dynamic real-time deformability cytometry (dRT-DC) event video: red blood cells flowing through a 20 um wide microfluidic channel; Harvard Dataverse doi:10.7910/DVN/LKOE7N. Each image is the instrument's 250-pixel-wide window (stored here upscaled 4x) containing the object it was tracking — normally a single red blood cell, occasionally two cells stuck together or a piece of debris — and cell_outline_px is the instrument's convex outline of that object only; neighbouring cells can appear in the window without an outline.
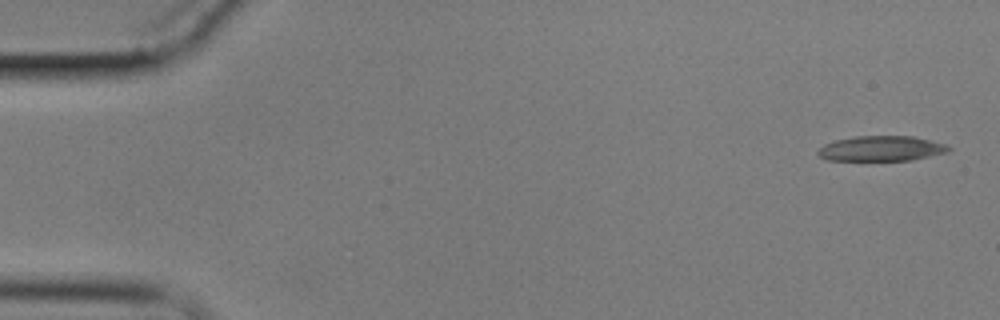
{"species": "common noctule bat (a hibernating species)", "species_latin": "Nyctalus noctula", "temperature_condition": "cold", "stored_images_in_passage": 6, "camera_frame_rate_fps": 3000, "um_per_image_px": 0.085, "animal": {"sex": "male", "body_mass_g": 17.9}, "frame": {"image": 1, "passage_image": 1, "time_ms": 0.0, "image_size_px": [1000, 320], "cell_outline_px": [[952, 148], [948, 152], [912, 160], [828, 160], [820, 156], [816, 152], [824, 144], [836, 140], [856, 136], [912, 136], [944, 144]], "centroid_in_image_um": [74.91, 12.62], "position_along_channel_um": 10.1, "area_um2": 18.96}}
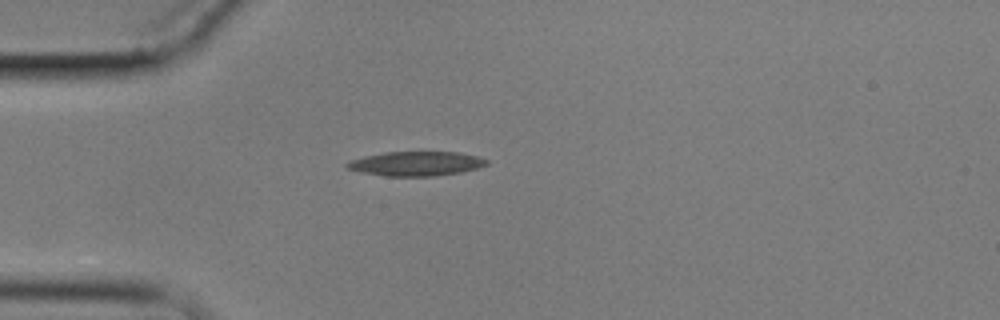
{"frame": {"image": 2, "passage_image": 5, "time_ms": 4.667, "image_size_px": [1000, 320], "cell_outline_px": [[488, 164], [476, 168], [460, 172], [436, 176], [384, 176], [360, 172], [344, 168], [344, 164], [348, 160], [364, 156], [384, 152], [460, 152], [480, 156], [488, 160]], "centroid_in_image_um": [35.32, 13.9], "position_along_channel_um": 49.7, "area_um2": 20.11}}